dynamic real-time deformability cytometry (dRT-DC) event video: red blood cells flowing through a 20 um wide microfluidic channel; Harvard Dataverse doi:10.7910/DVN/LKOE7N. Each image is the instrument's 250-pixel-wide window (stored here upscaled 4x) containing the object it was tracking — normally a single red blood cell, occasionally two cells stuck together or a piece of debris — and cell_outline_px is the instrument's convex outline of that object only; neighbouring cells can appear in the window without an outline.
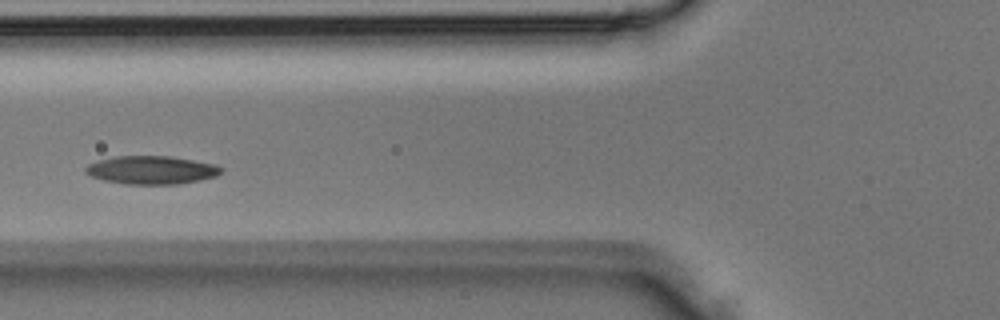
{"species": "Egyptian fruit bat (a non-hibernating species)", "species_latin": "Rousettus aegyptiacus", "temperature_condition": "room temperature", "stored_images_in_passage": 3, "camera_frame_rate_fps": 3000, "um_per_image_px": 0.085, "animal": {"sex": "male"}, "frame": {"image": 1, "passage_image": 3, "time_ms": 0.667, "image_size_px": [1000, 320], "cell_outline_px": [[224, 168], [216, 176], [176, 184], [124, 184], [104, 180], [92, 176], [84, 172], [84, 168], [88, 164], [96, 160], [112, 156], [172, 156], [216, 164]], "centroid_in_image_um": [12.84, 14.43], "position_along_channel_um": 113.0, "area_um2": 22.37}}